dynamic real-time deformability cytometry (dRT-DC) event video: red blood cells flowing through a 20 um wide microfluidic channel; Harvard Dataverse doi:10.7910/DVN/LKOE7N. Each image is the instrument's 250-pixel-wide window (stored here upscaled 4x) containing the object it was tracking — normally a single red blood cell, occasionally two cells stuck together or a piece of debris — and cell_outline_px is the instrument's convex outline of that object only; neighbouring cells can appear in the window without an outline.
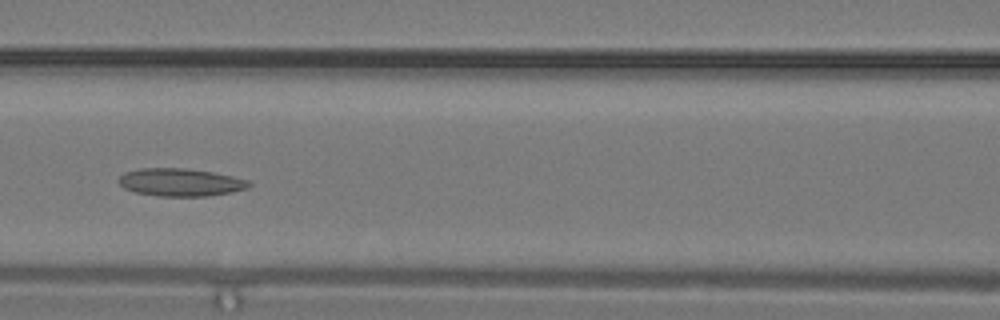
{"species": "common noctule bat (a hibernating species)", "species_latin": "Nyctalus noctula", "temperature_condition": "warm", "stored_images_in_passage": 10, "camera_frame_rate_fps": 3000, "um_per_image_px": 0.085, "animal": {"sex": "male", "body_mass_g": 19.2, "forearm_length_mm": 51.8}, "frame": {"image": 1, "passage_image": 9, "time_ms": 2.667, "image_size_px": [1000, 320], "cell_outline_px": [[252, 184], [248, 188], [232, 192], [208, 196], [160, 196], [136, 192], [124, 188], [116, 180], [124, 172], [140, 168], [184, 168], [212, 172], [232, 176], [248, 180]], "centroid_in_image_um": [15.33, 15.49], "position_along_channel_um": 151.3, "area_um2": 21.1}}